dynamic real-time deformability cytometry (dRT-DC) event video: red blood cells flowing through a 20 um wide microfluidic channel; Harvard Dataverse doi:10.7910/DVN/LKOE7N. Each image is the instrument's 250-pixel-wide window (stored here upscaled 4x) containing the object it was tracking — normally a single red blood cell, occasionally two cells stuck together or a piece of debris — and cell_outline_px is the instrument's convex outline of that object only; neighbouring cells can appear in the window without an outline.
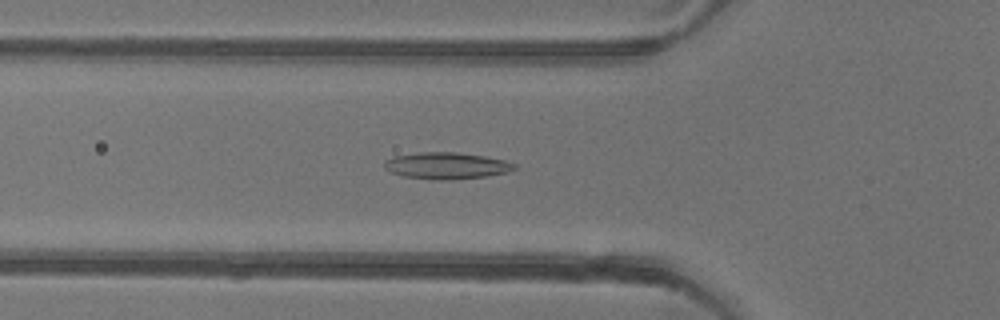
{"species": "common noctule bat (a hibernating species)", "species_latin": "Nyctalus noctula", "temperature_condition": "warm", "stored_images_in_passage": 52, "camera_frame_rate_fps": 3000, "um_per_image_px": 0.085, "animal": {"sex": "female"}, "frame": {"image": 1, "passage_image": 18, "time_ms": 5.667, "image_size_px": [1000, 320], "cell_outline_px": [[516, 168], [504, 172], [488, 176], [448, 180], [440, 180], [404, 176], [392, 172], [384, 168], [384, 160], [392, 156], [420, 152], [456, 152], [484, 156], [504, 160], [516, 164]], "centroid_in_image_um": [37.92, 14.07], "position_along_channel_um": 87.9, "area_um2": 20.06}}
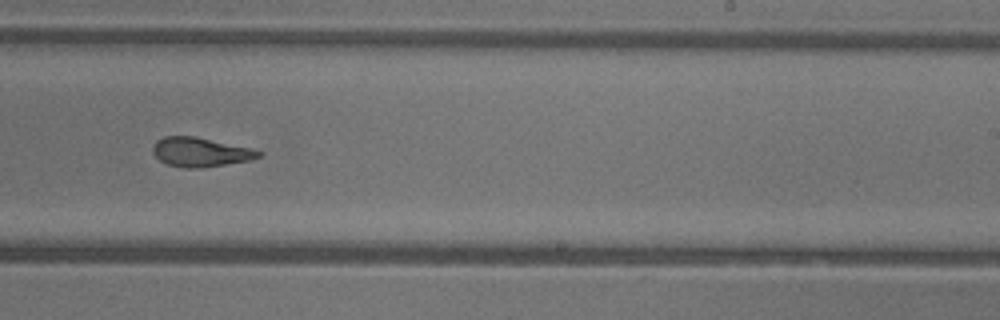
{"frame": {"image": 2, "passage_image": 32, "time_ms": 10.333, "image_size_px": [1000, 320], "cell_outline_px": [[264, 152], [260, 156], [252, 160], [200, 168], [184, 168], [168, 164], [160, 160], [152, 152], [152, 148], [156, 140], [164, 136], [196, 136], [252, 148]], "centroid_in_image_um": [17.05, 12.92], "position_along_channel_um": 271.9, "area_um2": 18.15}}
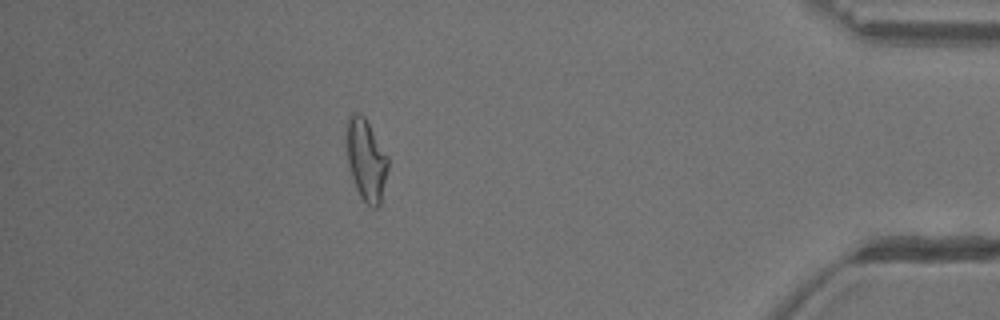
{"frame": {"image": 3, "passage_image": 46, "time_ms": 15.0, "image_size_px": [1000, 320], "cell_outline_px": [[388, 168], [380, 204], [376, 208], [372, 208], [360, 196], [352, 180], [348, 168], [344, 136], [348, 116], [356, 112], [360, 112], [364, 116], [388, 156]], "centroid_in_image_um": [31.07, 13.55], "position_along_channel_um": 404.1, "area_um2": 20.17}, "authors_computed_cell_mechanics": {"area_um2": 19.4497, "velocity_mm_per_s": 3.9366, "shape_relaxation_time_tau1_ms": null, "shape_relaxation_time_tau2_ms": 3.0616, "deformation_change_tau1": null, "deformation_change_tau2": 0.1261}}